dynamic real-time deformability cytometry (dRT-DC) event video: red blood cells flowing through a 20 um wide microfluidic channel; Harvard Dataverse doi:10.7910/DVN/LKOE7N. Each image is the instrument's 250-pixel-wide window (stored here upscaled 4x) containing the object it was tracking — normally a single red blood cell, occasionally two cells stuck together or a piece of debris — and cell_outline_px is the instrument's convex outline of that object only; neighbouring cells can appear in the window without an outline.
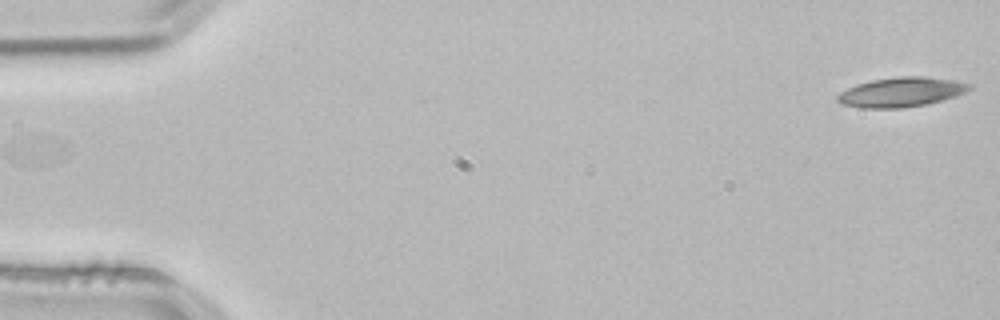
{"species": "common noctule bat (a hibernating species)", "species_latin": "Nyctalus noctula", "temperature_condition": "room temperature", "stored_images_in_passage": 53, "camera_frame_rate_fps": 3000, "um_per_image_px": 0.085, "animal": {"sex": "male", "body_mass_g": 21.5, "forearm_length_mm": 52.0}, "frame": {"image": 1, "passage_image": 1, "time_ms": 0.0, "image_size_px": [1000, 320], "cell_outline_px": [[972, 88], [956, 96], [924, 104], [900, 108], [860, 108], [840, 104], [836, 100], [836, 96], [840, 92], [856, 84], [872, 80], [900, 76], [920, 76], [952, 80], [972, 84]], "centroid_in_image_um": [76.55, 7.83], "position_along_channel_um": 8.5, "area_um2": 22.6}}
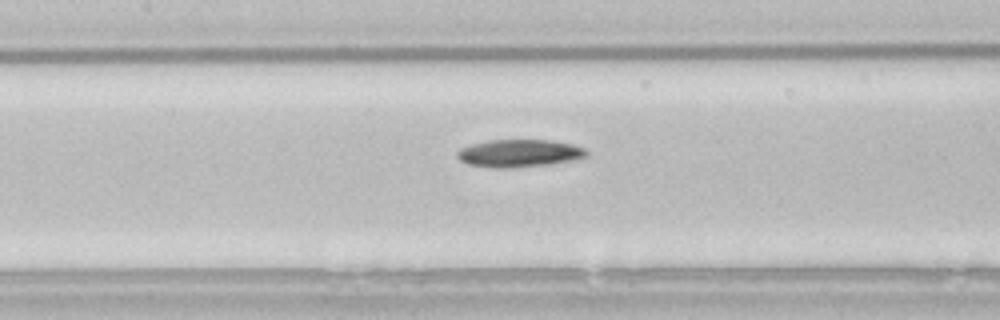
{"frame": {"image": 2, "passage_image": 24, "time_ms": 7.667, "image_size_px": [1000, 320], "cell_outline_px": [[588, 156], [572, 160], [548, 164], [508, 168], [496, 168], [468, 164], [460, 160], [456, 156], [456, 152], [460, 148], [472, 144], [488, 140], [548, 140], [572, 144], [584, 148], [588, 152]], "centroid_in_image_um": [44.11, 13.02], "position_along_channel_um": 163.3, "area_um2": 20.69}}
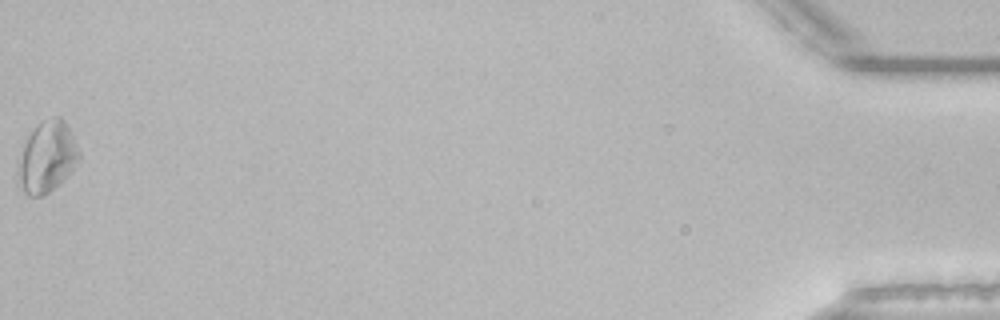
{"frame": {"image": 3, "passage_image": 53, "time_ms": 17.333, "image_size_px": [1000, 320], "cell_outline_px": [[80, 156], [76, 164], [68, 176], [64, 180], [48, 192], [40, 196], [28, 196], [20, 188], [16, 180], [16, 164], [24, 144], [32, 128], [36, 124], [44, 120], [56, 116], [60, 116], [64, 120], [80, 152]], "centroid_in_image_um": [3.95, 13.37], "position_along_channel_um": 431.3, "area_um2": 25.55}, "authors_computed_cell_mechanics": {"area_um2": 21.097, "velocity_mm_per_s": 3.8273, "shape_relaxation_time_tau1_ms": 10.0371, "shape_relaxation_time_tau2_ms": null, "deformation_change_tau1": 0.1809, "deformation_change_tau2": null}}